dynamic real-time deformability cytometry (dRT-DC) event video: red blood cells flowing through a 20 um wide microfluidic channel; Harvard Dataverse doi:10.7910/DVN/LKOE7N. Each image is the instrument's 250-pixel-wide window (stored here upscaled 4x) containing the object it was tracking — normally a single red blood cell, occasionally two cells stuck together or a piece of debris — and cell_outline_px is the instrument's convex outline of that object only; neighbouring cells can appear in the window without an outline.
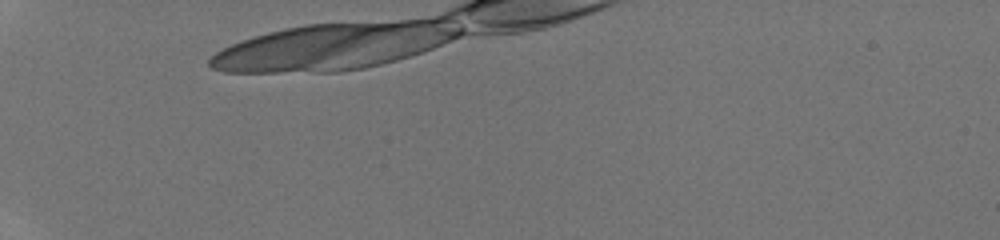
{"species": "human", "species_latin": "Homo sapiens", "temperature_condition": "room temperature", "stored_images_in_passage": 7, "camera_frame_rate_fps": 3000, "um_per_image_px": 0.085, "donor": {"sex": "male"}, "frame": {"image": 1, "passage_image": 1, "time_ms": 0.0, "image_size_px": [1000, 240], "cell_outline_px": [[460, 32], [456, 36], [444, 40], [212, 64], [212, 60], [220, 52], [236, 44], [260, 36], [276, 32], [316, 24], [440, 16], [444, 16], [460, 28]], "centroid_in_image_um": [28.95, 3.23], "position_along_channel_um": 56.0, "area_um2": 42.77}}